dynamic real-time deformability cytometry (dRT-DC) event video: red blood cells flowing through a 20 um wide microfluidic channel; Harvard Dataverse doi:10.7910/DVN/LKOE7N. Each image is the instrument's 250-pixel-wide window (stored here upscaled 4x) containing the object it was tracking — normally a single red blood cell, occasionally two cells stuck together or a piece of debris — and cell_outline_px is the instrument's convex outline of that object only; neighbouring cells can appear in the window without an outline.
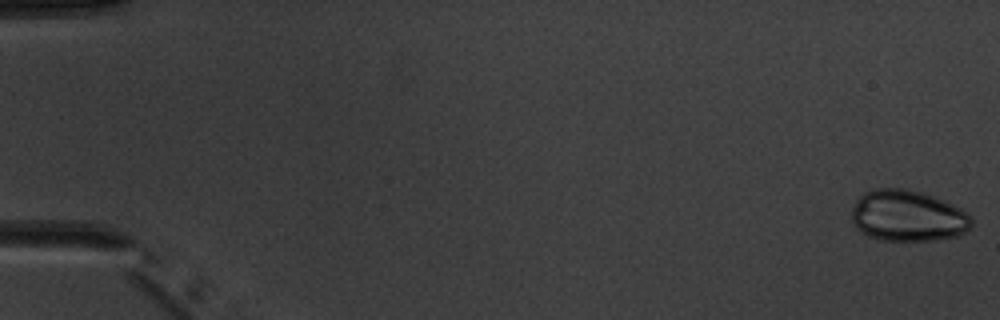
{"species": "common noctule bat (a hibernating species)", "species_latin": "Nyctalus noctula", "temperature_condition": "warm", "stored_images_in_passage": 8, "camera_frame_rate_fps": 3000, "um_per_image_px": 0.085, "animal": {"sex": "male", "body_mass_g": 20.1, "forearm_length_mm": 53.5}, "frame": {"image": 1, "passage_image": 1, "time_ms": 0.0, "image_size_px": [1000, 320], "cell_outline_px": [[972, 228], [960, 236], [936, 240], [880, 240], [868, 236], [860, 232], [852, 224], [852, 208], [856, 200], [864, 192], [876, 188], [904, 188], [936, 196], [968, 212], [972, 216]], "centroid_in_image_um": [77.18, 18.35], "position_along_channel_um": 7.8, "area_um2": 36.36}}